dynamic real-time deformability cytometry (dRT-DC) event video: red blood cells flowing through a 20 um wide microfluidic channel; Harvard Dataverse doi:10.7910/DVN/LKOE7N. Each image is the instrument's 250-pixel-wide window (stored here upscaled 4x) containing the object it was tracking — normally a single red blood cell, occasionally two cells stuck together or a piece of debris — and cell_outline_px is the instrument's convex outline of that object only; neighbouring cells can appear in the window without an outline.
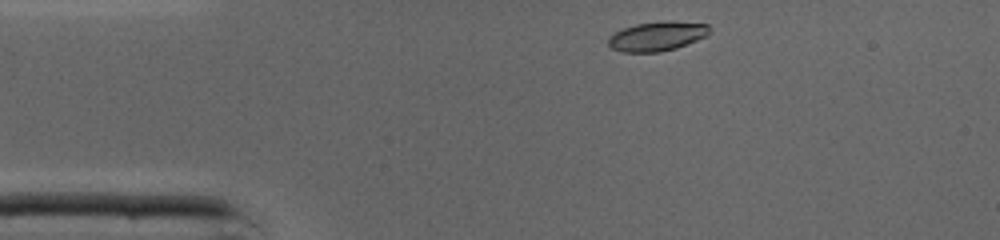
{"species": "common noctule bat (a hibernating species)", "species_latin": "Nyctalus noctula", "temperature_condition": "cold", "stored_images_in_passage": 33, "camera_frame_rate_fps": 3000, "um_per_image_px": 0.085, "animal": {"sex": "male", "body_mass_g": 19.0, "forearm_length_mm": 50.8}, "frame": {"image": 1, "passage_image": 1, "time_ms": 0.0, "image_size_px": [1000, 240], "cell_outline_px": [[712, 32], [708, 36], [676, 48], [660, 52], [620, 52], [612, 48], [608, 44], [608, 36], [624, 28], [636, 24], [668, 20], [672, 20], [708, 24], [712, 28]], "centroid_in_image_um": [55.91, 3.07], "position_along_channel_um": 29.1, "area_um2": 17.63}}
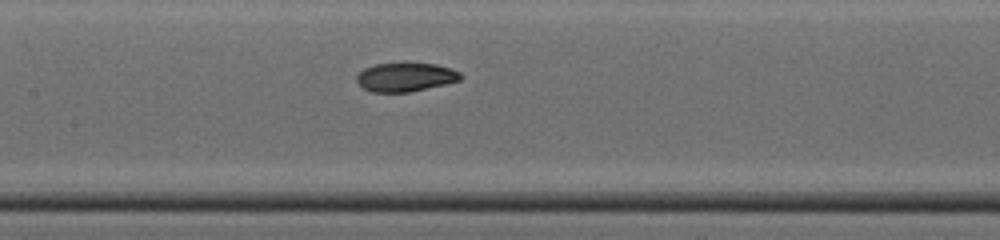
{"frame": {"image": 2, "passage_image": 14, "time_ms": 4.333, "image_size_px": [1000, 240], "cell_outline_px": [[464, 76], [460, 80], [444, 84], [408, 92], [372, 92], [364, 88], [356, 80], [356, 76], [364, 68], [376, 64], [436, 64], [452, 68], [460, 72]], "centroid_in_image_um": [34.49, 6.56], "position_along_channel_um": 172.9, "area_um2": 17.17}}
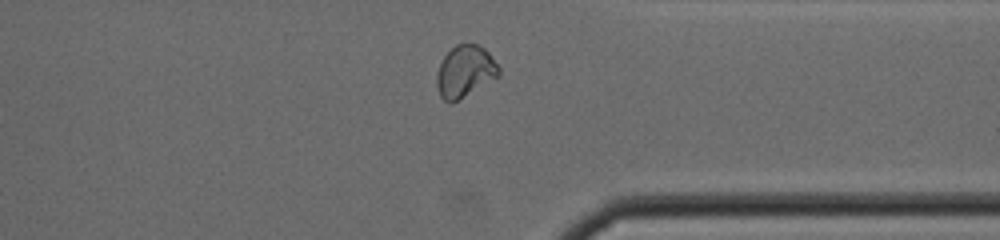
{"frame": {"image": 3, "passage_image": 28, "time_ms": 9.0, "image_size_px": [1000, 240], "cell_outline_px": [[500, 76], [452, 104], [448, 104], [440, 96], [436, 84], [436, 76], [440, 64], [444, 56], [456, 44], [480, 44], [488, 52], [500, 68]], "centroid_in_image_um": [39.53, 6.09], "position_along_channel_um": 371.9, "area_um2": 18.9}, "authors_computed_cell_mechanics": {"area_um2": 17.918, "velocity_mm_per_s": 4.3463, "shape_relaxation_time_tau1_ms": 2.5459, "shape_relaxation_time_tau2_ms": 1.4898, "deformation_change_tau1": 0.1389, "deformation_change_tau2": 0.058}}